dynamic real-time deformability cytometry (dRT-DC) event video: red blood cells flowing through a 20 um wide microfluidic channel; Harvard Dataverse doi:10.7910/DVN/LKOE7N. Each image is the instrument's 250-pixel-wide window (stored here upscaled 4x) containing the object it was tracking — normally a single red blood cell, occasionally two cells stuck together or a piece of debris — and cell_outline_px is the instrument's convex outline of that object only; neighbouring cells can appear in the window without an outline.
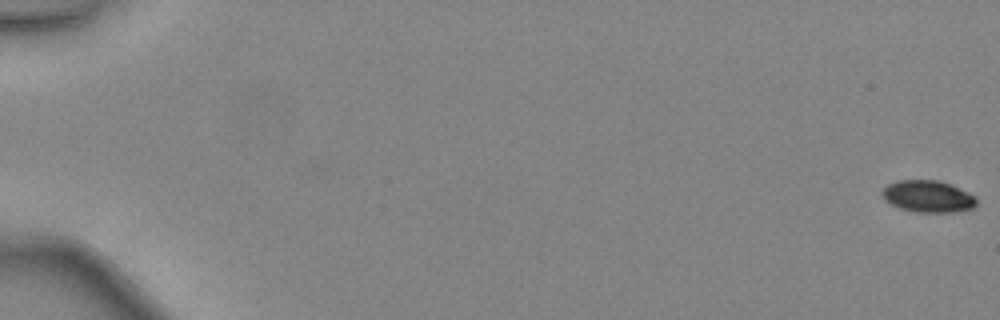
{"species": "common noctule bat (a hibernating species)", "species_latin": "Nyctalus noctula", "temperature_condition": "warm", "stored_images_in_passage": 50, "camera_frame_rate_fps": 3000, "um_per_image_px": 0.085, "animal": {"sex": "female", "body_mass_g": 24.6, "forearm_length_mm": 56.2}, "frame": {"image": 1, "passage_image": 1, "time_ms": 0.0, "image_size_px": [1000, 320], "cell_outline_px": [[976, 204], [972, 208], [956, 212], [916, 212], [900, 208], [884, 200], [880, 196], [880, 192], [888, 184], [896, 180], [940, 180], [968, 192], [976, 196]], "centroid_in_image_um": [78.85, 16.69], "position_along_channel_um": 6.2, "area_um2": 17.63}}
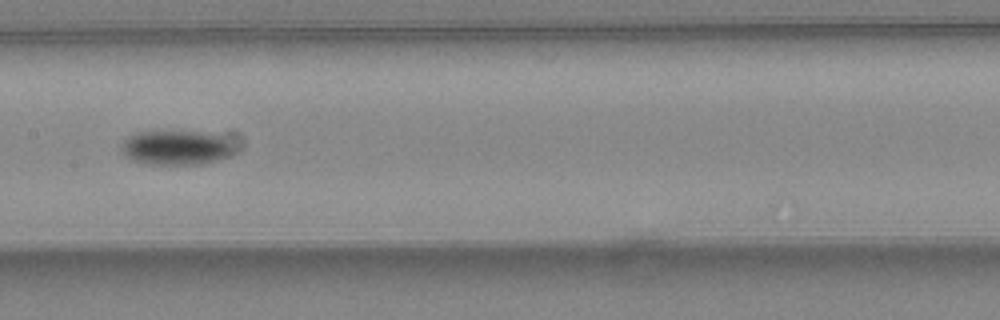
{"frame": {"image": 2, "passage_image": 27, "time_ms": 8.667, "image_size_px": [1000, 320], "cell_outline_px": [[236, 148], [228, 156], [220, 160], [204, 164], [144, 164], [132, 160], [124, 156], [120, 152], [120, 148], [124, 140], [128, 136], [136, 132], [200, 132], [220, 136]], "centroid_in_image_um": [14.92, 12.58], "position_along_channel_um": 192.5, "area_um2": 22.66}}
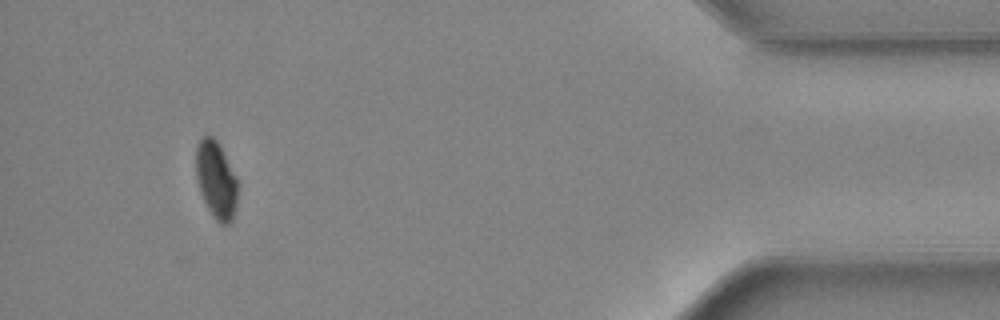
{"frame": {"image": 3, "passage_image": 46, "time_ms": 15.0, "image_size_px": [1000, 320], "cell_outline_px": [[236, 204], [232, 220], [228, 224], [220, 224], [212, 216], [200, 192], [196, 176], [196, 148], [200, 140], [204, 136], [212, 136], [220, 144], [236, 176]], "centroid_in_image_um": [18.36, 15.28], "position_along_channel_um": 416.8, "area_um2": 18.61}}